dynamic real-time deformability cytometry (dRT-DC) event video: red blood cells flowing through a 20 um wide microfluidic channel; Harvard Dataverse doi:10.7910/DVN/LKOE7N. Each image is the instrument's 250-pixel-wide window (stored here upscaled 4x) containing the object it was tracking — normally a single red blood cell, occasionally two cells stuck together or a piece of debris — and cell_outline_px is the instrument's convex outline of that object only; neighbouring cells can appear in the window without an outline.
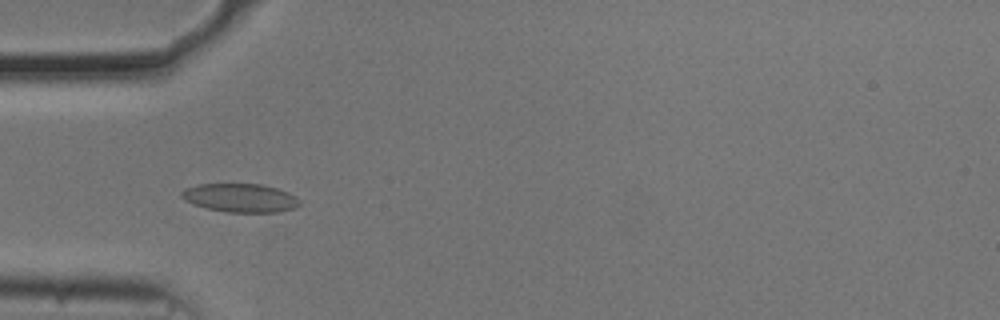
{"species": "common noctule bat (a hibernating species)", "species_latin": "Nyctalus noctula", "temperature_condition": "cold", "stored_images_in_passage": 41, "camera_frame_rate_fps": 3000, "um_per_image_px": 0.085, "animal": {"sex": "male", "body_mass_g": 20.5, "forearm_length_mm": 52.5}, "frame": {"image": 1, "passage_image": 9, "time_ms": 2.667, "image_size_px": [1000, 320], "cell_outline_px": [[300, 204], [292, 208], [276, 212], [224, 212], [208, 208], [184, 200], [180, 196], [180, 192], [184, 188], [200, 184], [260, 184], [276, 188], [288, 192], [296, 196], [300, 200]], "centroid_in_image_um": [20.41, 16.81], "position_along_channel_um": 64.6, "area_um2": 19.54}}
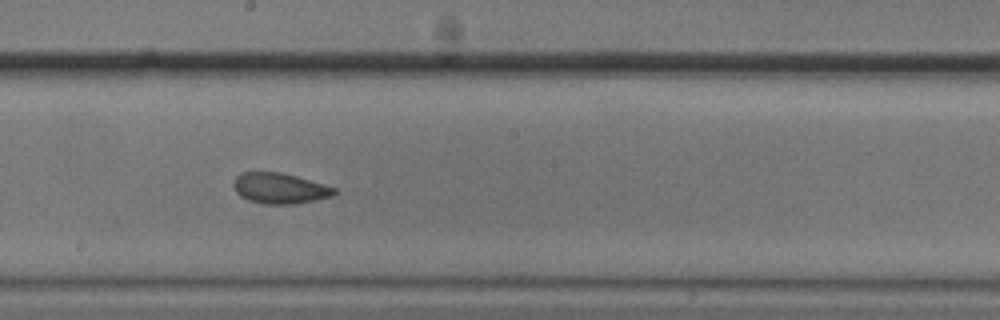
{"frame": {"image": 2, "passage_image": 22, "time_ms": 7.0, "image_size_px": [1000, 320], "cell_outline_px": [[340, 192], [332, 196], [292, 204], [264, 204], [248, 200], [240, 196], [236, 192], [232, 184], [236, 176], [240, 172], [280, 172], [296, 176], [324, 184], [336, 188]], "centroid_in_image_um": [23.76, 16.0], "position_along_channel_um": 224.4, "area_um2": 18.03}}
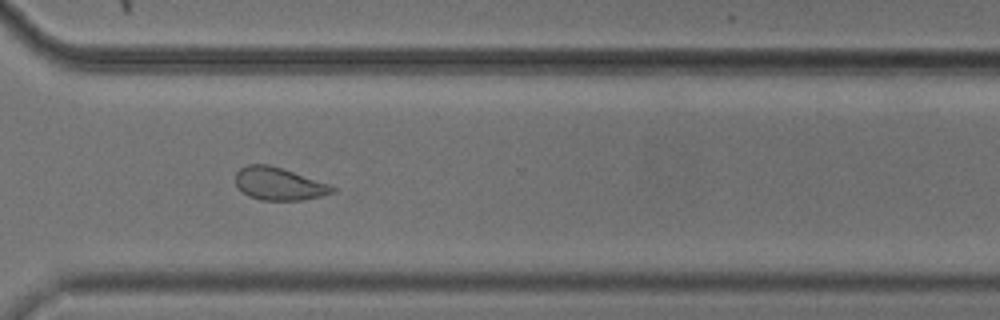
{"frame": {"image": 3, "passage_image": 32, "time_ms": 10.333, "image_size_px": [1000, 320], "cell_outline_px": [[336, 188], [332, 192], [320, 196], [304, 200], [260, 200], [248, 196], [236, 184], [236, 172], [240, 168], [248, 164], [268, 164], [332, 184]], "centroid_in_image_um": [23.72, 15.62], "position_along_channel_um": 346.9, "area_um2": 18.38}, "authors_computed_cell_mechanics": {"area_um2": 18.7272, "velocity_mm_per_s": 3.6932, "shape_relaxation_time_tau1_ms": null, "shape_relaxation_time_tau2_ms": 1.4683, "deformation_change_tau1": null, "deformation_change_tau2": 0.0632}}